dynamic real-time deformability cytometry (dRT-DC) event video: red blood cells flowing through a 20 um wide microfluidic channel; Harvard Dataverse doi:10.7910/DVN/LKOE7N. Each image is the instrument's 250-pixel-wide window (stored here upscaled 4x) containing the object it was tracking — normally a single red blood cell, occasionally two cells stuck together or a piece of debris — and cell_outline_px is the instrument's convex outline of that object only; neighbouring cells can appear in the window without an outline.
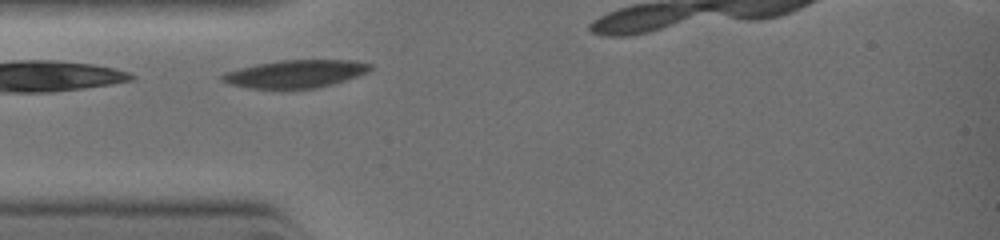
{"species": "common noctule bat (a hibernating species)", "species_latin": "Nyctalus noctula", "temperature_condition": "warm", "stored_images_in_passage": 6, "camera_frame_rate_fps": 3000, "um_per_image_px": 0.085, "animal": {"sex": "female", "body_mass_g": 19.0, "forearm_length_mm": 51.5}, "frame": {"image": 1, "passage_image": 2, "time_ms": 0.667, "image_size_px": [1000, 240], "cell_outline_px": [[372, 68], [368, 72], [360, 76], [332, 84], [316, 88], [280, 92], [252, 88], [228, 84], [220, 80], [220, 76], [224, 72], [240, 68], [280, 60], [356, 60], [372, 64]], "centroid_in_image_um": [25.11, 6.32], "position_along_channel_um": 59.9, "area_um2": 24.85}}